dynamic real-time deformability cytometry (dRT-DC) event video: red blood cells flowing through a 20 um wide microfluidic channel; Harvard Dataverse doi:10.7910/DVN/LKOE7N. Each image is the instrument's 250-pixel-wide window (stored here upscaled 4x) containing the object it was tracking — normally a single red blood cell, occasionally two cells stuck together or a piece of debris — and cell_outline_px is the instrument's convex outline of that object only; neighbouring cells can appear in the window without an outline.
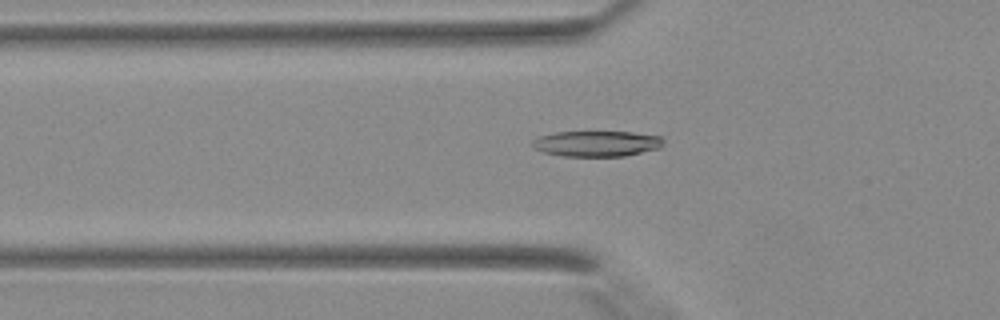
{"species": "Egyptian fruit bat (a non-hibernating species)", "species_latin": "Rousettus aegyptiacus", "temperature_condition": "warm", "stored_images_in_passage": 42, "camera_frame_rate_fps": 3000, "um_per_image_px": 0.085, "animal": {"sex": "female"}, "frame": {"image": 1, "passage_image": 15, "time_ms": 4.667, "image_size_px": [1000, 320], "cell_outline_px": [[664, 144], [660, 148], [624, 156], [564, 156], [544, 152], [532, 148], [532, 140], [540, 136], [556, 132], [632, 132], [660, 136], [664, 140]], "centroid_in_image_um": [50.73, 12.21], "position_along_channel_um": 75.1, "area_um2": 19.59}}
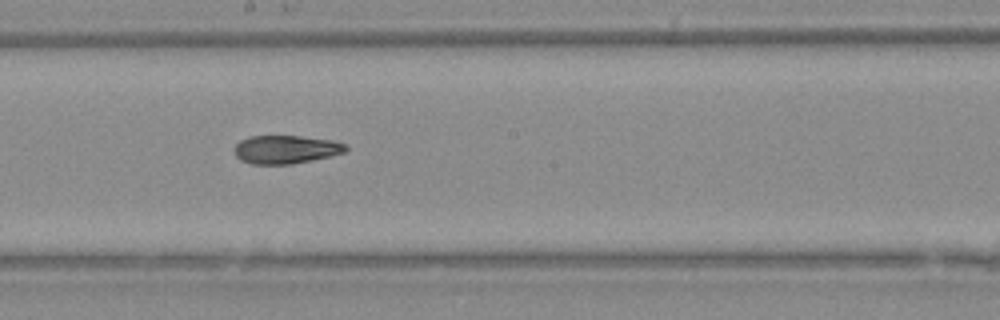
{"frame": {"image": 2, "passage_image": 24, "time_ms": 7.667, "image_size_px": [1000, 320], "cell_outline_px": [[348, 148], [344, 152], [332, 156], [292, 164], [252, 164], [240, 160], [236, 156], [236, 144], [240, 140], [248, 136], [300, 136], [332, 140], [344, 144]], "centroid_in_image_um": [24.29, 12.7], "position_along_channel_um": 223.9, "area_um2": 18.32}}
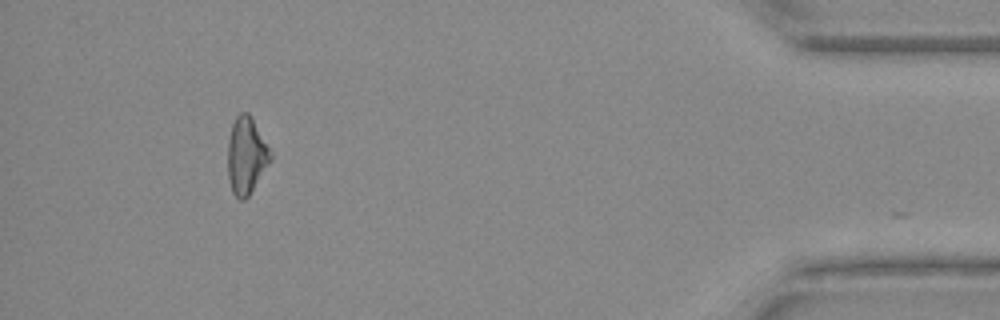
{"frame": {"image": 3, "passage_image": 39, "time_ms": 12.667, "image_size_px": [1000, 320], "cell_outline_px": [[272, 160], [248, 196], [244, 200], [240, 200], [232, 192], [228, 176], [228, 140], [232, 124], [236, 116], [240, 112], [248, 112], [268, 148], [272, 156]], "centroid_in_image_um": [20.92, 13.25], "position_along_channel_um": 414.3, "area_um2": 18.79}}